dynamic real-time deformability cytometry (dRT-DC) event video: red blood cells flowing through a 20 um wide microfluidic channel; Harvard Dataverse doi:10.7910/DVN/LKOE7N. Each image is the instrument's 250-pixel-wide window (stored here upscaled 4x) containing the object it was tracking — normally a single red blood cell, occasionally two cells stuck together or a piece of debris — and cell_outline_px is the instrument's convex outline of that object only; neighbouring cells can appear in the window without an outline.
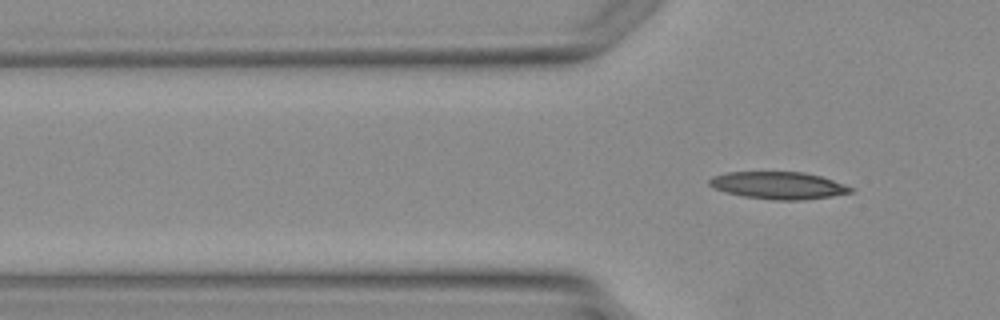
{"species": "Egyptian fruit bat (a non-hibernating species)", "species_latin": "Rousettus aegyptiacus", "temperature_condition": "warm", "stored_images_in_passage": 2, "camera_frame_rate_fps": 3000, "um_per_image_px": 0.085, "animal": {"sex": "female"}, "frame": {"image": 1, "passage_image": 2, "time_ms": 1.333, "image_size_px": [1000, 320], "cell_outline_px": [[852, 192], [832, 196], [800, 200], [772, 200], [744, 196], [712, 188], [708, 184], [708, 180], [712, 176], [728, 172], [804, 172], [820, 176], [844, 184], [852, 188]], "centroid_in_image_um": [66.13, 15.76], "position_along_channel_um": 59.7, "area_um2": 22.31}}